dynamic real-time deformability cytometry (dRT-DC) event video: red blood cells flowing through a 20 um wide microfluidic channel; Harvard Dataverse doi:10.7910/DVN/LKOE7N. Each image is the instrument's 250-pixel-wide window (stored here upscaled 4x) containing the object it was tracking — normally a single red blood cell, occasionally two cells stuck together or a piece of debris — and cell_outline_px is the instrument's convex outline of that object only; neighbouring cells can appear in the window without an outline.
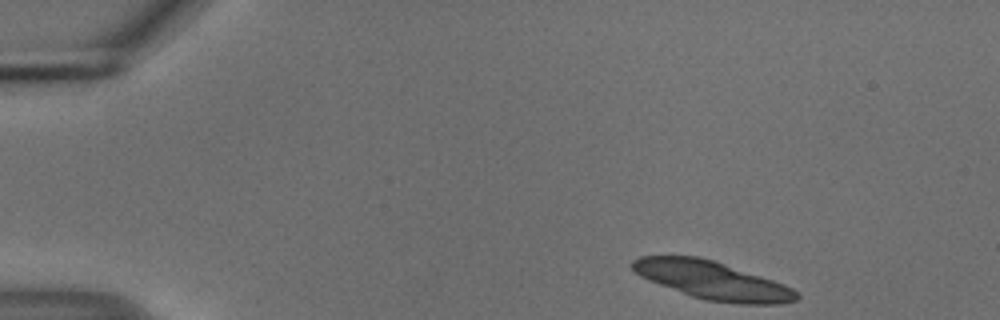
{"species": "common noctule bat (a hibernating species)", "species_latin": "Nyctalus noctula", "temperature_condition": "cold", "stored_images_in_passage": 48, "segment_of_instrument_passage": [1, 2], "camera_frame_rate_fps": 3000, "um_per_image_px": 0.085, "animal": {"sex": "male", "body_mass_g": 18.8}, "frame": {"image": 1, "passage_image": 1, "time_ms": 0.0, "image_size_px": [1000, 320], "cell_outline_px": [[800, 296], [796, 300], [780, 304], [740, 304], [704, 300], [692, 296], [648, 280], [640, 276], [632, 268], [632, 260], [640, 256], [700, 256], [784, 284], [792, 288]], "centroid_in_image_um": [60.54, 23.83], "position_along_channel_um": 24.5, "area_um2": 35.95}}